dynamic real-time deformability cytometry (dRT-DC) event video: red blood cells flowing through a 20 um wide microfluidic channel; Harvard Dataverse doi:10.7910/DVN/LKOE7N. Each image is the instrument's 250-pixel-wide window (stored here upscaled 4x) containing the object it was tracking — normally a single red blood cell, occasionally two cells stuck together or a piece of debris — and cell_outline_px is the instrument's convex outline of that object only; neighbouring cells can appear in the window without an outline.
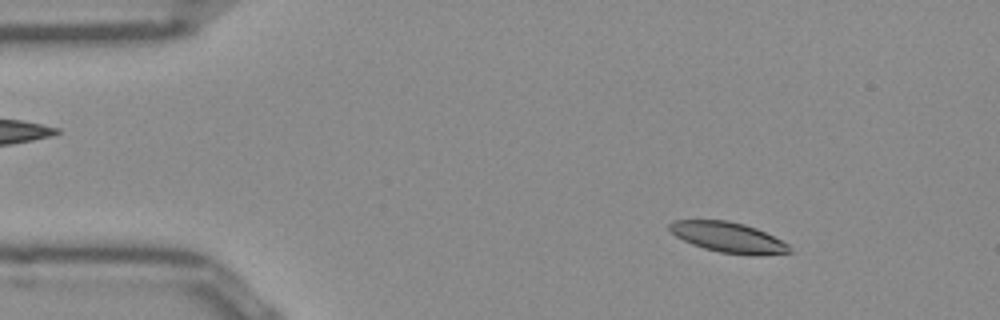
{"species": "Egyptian fruit bat (a non-hibernating species)", "species_latin": "Rousettus aegyptiacus", "temperature_condition": "room temperature", "stored_images_in_passage": 50, "camera_frame_rate_fps": 3000, "um_per_image_px": 0.085, "frame": {"image": 1, "passage_image": 6, "time_ms": 1.667, "image_size_px": [1000, 320], "cell_outline_px": [[792, 252], [756, 256], [720, 252], [704, 248], [692, 244], [676, 236], [668, 228], [668, 224], [672, 220], [728, 220], [744, 224], [756, 228], [788, 244]], "centroid_in_image_um": [61.88, 20.17], "position_along_channel_um": 23.1, "area_um2": 21.1}}
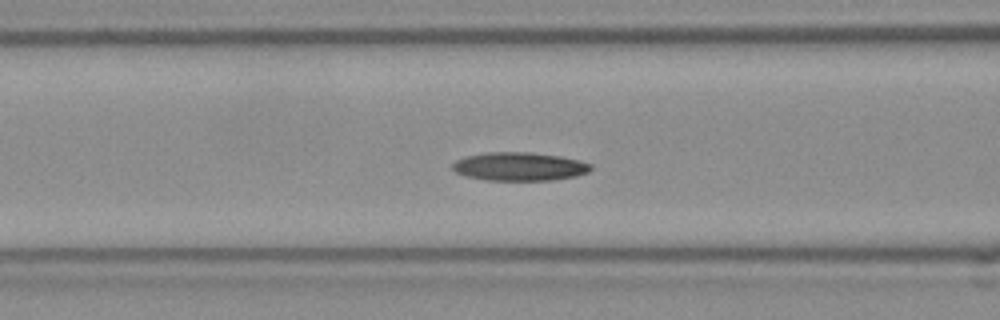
{"frame": {"image": 2, "passage_image": 19, "time_ms": 6.0, "image_size_px": [1000, 320], "cell_outline_px": [[592, 168], [588, 172], [576, 176], [552, 180], [484, 180], [468, 176], [456, 172], [452, 168], [452, 164], [456, 160], [468, 156], [484, 152], [528, 152], [560, 156], [580, 160], [592, 164]], "centroid_in_image_um": [44.17, 14.15], "position_along_channel_um": 122.4, "area_um2": 22.89}}
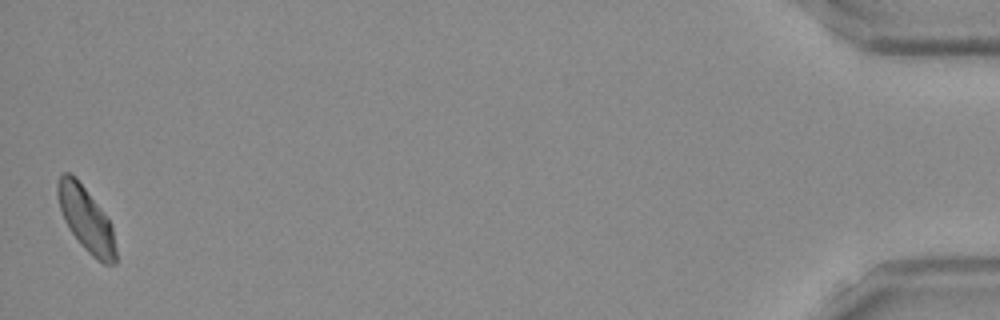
{"frame": {"image": 3, "passage_image": 50, "time_ms": 16.333, "image_size_px": [1000, 320], "cell_outline_px": [[116, 264], [104, 264], [96, 260], [80, 244], [68, 228], [64, 220], [60, 208], [56, 192], [56, 184], [60, 176], [64, 172], [68, 172], [84, 188], [100, 208], [112, 224], [116, 248]], "centroid_in_image_um": [7.32, 18.69], "position_along_channel_um": 427.9, "area_um2": 21.62}}